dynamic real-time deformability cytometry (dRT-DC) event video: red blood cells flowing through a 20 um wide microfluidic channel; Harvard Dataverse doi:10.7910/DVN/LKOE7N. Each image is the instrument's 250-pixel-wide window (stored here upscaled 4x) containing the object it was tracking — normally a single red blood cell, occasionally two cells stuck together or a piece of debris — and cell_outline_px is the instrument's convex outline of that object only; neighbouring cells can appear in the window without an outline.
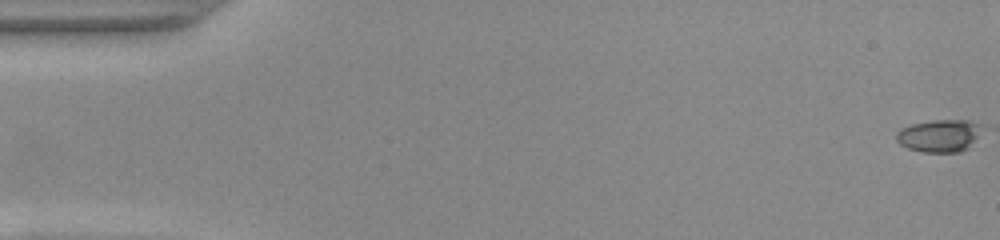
{"species": "common noctule bat (a hibernating species)", "species_latin": "Nyctalus noctula", "temperature_condition": "warm", "stored_images_in_passage": 13, "camera_frame_rate_fps": 3000, "um_per_image_px": 0.085, "animal": {"sex": "female", "body_mass_g": 22.0, "forearm_length_mm": 56.7}, "frame": {"image": 1, "passage_image": 1, "time_ms": 0.0, "image_size_px": [1000, 240], "cell_outline_px": [[976, 136], [968, 148], [960, 152], [924, 152], [908, 148], [900, 144], [896, 140], [896, 132], [900, 128], [912, 124], [932, 120], [968, 120], [976, 124]], "centroid_in_image_um": [79.72, 11.54], "position_along_channel_um": 5.3, "area_um2": 15.72}}